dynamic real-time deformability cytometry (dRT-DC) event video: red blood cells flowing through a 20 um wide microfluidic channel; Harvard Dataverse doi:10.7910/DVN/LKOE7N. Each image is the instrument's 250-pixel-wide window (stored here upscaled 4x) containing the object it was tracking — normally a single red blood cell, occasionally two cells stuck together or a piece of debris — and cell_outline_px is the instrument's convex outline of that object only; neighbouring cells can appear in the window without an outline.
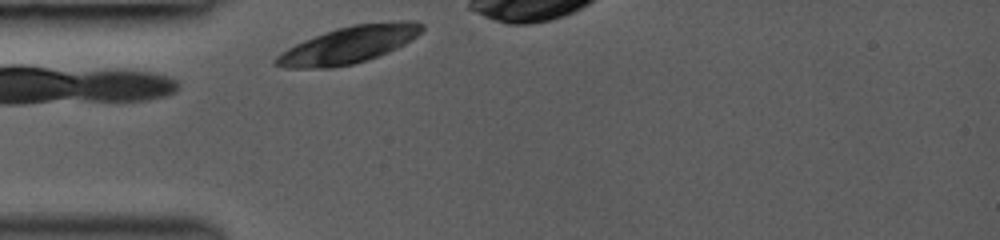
{"species": "common noctule bat (a hibernating species)", "species_latin": "Nyctalus noctula", "temperature_condition": "room temperature", "stored_images_in_passage": 5, "camera_frame_rate_fps": 3000, "um_per_image_px": 0.085, "animal": {"sex": "female", "body_mass_g": 19.0, "forearm_length_mm": 53.3}, "frame": {"image": 1, "passage_image": 1, "time_ms": 0.0, "image_size_px": [1000, 240], "cell_outline_px": [[424, 28], [416, 36], [404, 44], [388, 52], [368, 60], [352, 64], [332, 68], [284, 68], [272, 64], [272, 60], [276, 56], [288, 48], [304, 40], [336, 28], [356, 24], [396, 20], [412, 20], [424, 24]], "centroid_in_image_um": [29.64, 3.81], "position_along_channel_um": 55.4, "area_um2": 31.5}}